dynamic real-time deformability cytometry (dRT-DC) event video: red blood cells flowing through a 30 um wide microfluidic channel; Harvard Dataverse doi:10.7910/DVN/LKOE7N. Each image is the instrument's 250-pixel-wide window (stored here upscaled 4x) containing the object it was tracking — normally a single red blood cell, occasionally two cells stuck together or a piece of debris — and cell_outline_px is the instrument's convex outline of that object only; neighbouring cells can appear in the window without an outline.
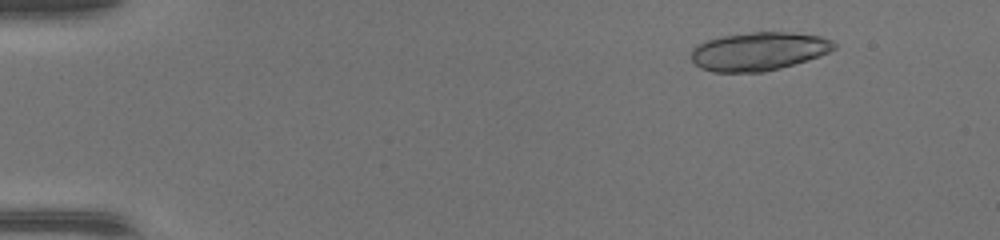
{"species": "common noctule bat (a hibernating species)", "species_latin": "Nyctalus noctula", "temperature_condition": "warm", "stored_images_in_passage": 19, "camera_frame_rate_fps": 3000, "um_per_image_px": 0.085, "animal": {"sex": "female", "body_mass_g": 17.0, "forearm_length_mm": 48.0}, "frame": {"image": 1, "passage_image": 6, "time_ms": 1.667, "image_size_px": [1000, 240], "cell_outline_px": [[836, 48], [820, 56], [808, 60], [780, 68], [764, 72], [712, 72], [700, 68], [688, 56], [692, 48], [696, 44], [720, 36], [752, 32], [792, 32], [820, 36], [832, 40], [836, 44]], "centroid_in_image_um": [64.46, 4.36], "position_along_channel_um": 20.5, "area_um2": 32.31}}